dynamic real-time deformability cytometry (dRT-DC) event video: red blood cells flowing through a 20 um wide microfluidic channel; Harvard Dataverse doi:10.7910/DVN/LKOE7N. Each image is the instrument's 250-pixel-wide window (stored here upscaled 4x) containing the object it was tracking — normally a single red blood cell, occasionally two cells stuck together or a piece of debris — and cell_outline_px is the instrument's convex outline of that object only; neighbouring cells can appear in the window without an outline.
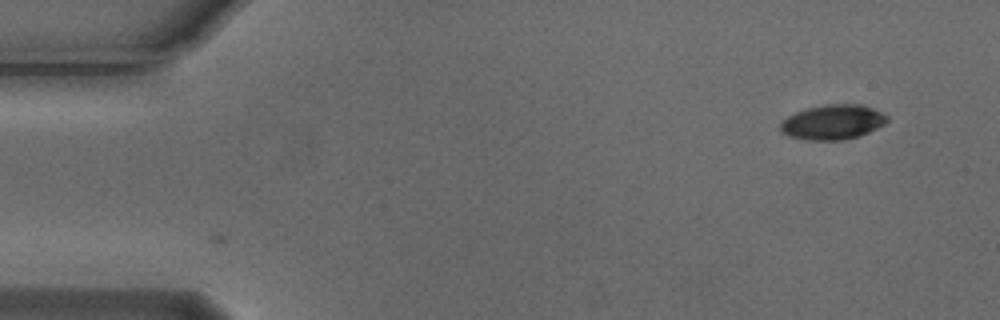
{"species": "Egyptian fruit bat (a non-hibernating species)", "species_latin": "Rousettus aegyptiacus", "temperature_condition": "cold", "stored_images_in_passage": 2, "camera_frame_rate_fps": 3000, "um_per_image_px": 0.085, "animal": {"sex": "male"}, "frame": {"image": 1, "passage_image": 1, "time_ms": 0.0, "image_size_px": [1000, 320], "cell_outline_px": [[888, 120], [884, 124], [860, 136], [840, 140], [804, 140], [788, 136], [780, 132], [780, 124], [788, 116], [796, 112], [808, 108], [828, 104], [860, 104], [872, 108], [888, 116]], "centroid_in_image_um": [70.76, 10.39], "position_along_channel_um": 14.2, "area_um2": 21.56}}